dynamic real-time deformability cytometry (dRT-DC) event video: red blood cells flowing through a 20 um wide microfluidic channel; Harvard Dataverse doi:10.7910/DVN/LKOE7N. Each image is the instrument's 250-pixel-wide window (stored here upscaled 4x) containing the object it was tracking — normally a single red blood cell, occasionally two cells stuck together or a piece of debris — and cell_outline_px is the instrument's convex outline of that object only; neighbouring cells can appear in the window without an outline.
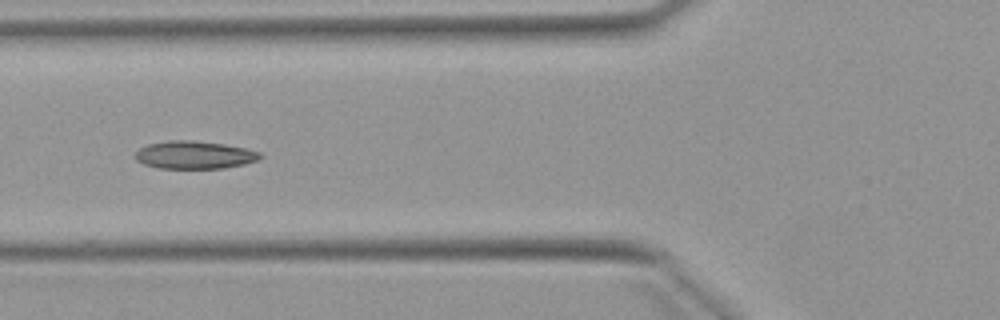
{"species": "Egyptian fruit bat (a non-hibernating species)", "species_latin": "Rousettus aegyptiacus", "temperature_condition": "warm", "stored_images_in_passage": 4, "camera_frame_rate_fps": 3000, "um_per_image_px": 0.085, "animal": {"sex": "female"}, "frame": {"image": 1, "passage_image": 4, "time_ms": 4.333, "image_size_px": [1000, 320], "cell_outline_px": [[264, 156], [256, 160], [244, 164], [224, 168], [156, 168], [144, 164], [136, 160], [136, 152], [140, 148], [148, 144], [172, 140], [192, 140], [224, 144], [244, 148], [260, 152]], "centroid_in_image_um": [16.53, 13.17], "position_along_channel_um": 109.3, "area_um2": 20.11}}